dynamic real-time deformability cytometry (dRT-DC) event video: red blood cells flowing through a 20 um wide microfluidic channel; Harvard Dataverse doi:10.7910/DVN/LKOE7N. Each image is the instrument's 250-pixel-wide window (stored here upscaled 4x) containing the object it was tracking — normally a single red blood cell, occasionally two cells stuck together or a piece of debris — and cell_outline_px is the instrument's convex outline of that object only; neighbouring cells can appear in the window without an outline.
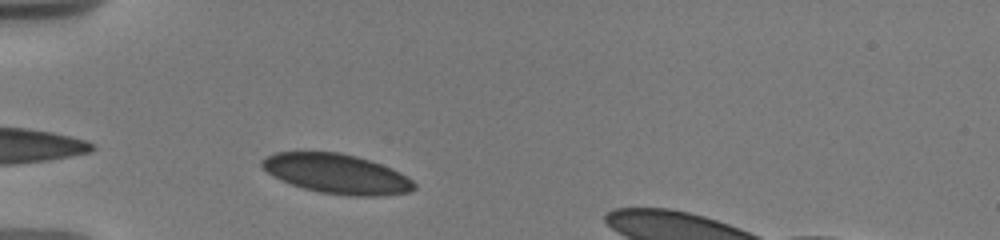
{"species": "human", "species_latin": "Homo sapiens", "temperature_condition": "warm", "stored_images_in_passage": 20, "camera_frame_rate_fps": 3000, "um_per_image_px": 0.085, "donor": {"sex": "male"}, "frame": {"image": 1, "passage_image": 4, "time_ms": 0.667, "image_size_px": [1000, 240], "cell_outline_px": [[416, 188], [412, 192], [380, 196], [344, 196], [320, 192], [304, 188], [280, 180], [272, 176], [260, 164], [260, 160], [276, 152], [340, 152], [356, 156], [392, 168], [400, 172], [412, 180], [416, 184]], "centroid_in_image_um": [28.65, 14.78], "position_along_channel_um": 56.4, "area_um2": 35.26}}
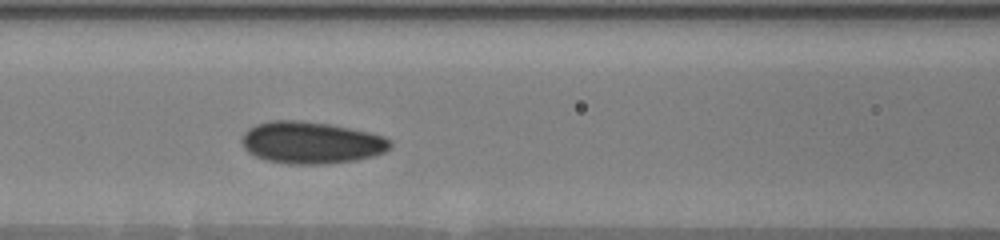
{"frame": {"image": 2, "passage_image": 11, "time_ms": 3.333, "image_size_px": [1000, 240], "cell_outline_px": [[392, 144], [384, 152], [372, 156], [356, 160], [320, 164], [288, 164], [264, 160], [248, 152], [244, 148], [240, 140], [244, 132], [248, 128], [256, 124], [268, 120], [300, 120], [328, 124], [368, 132], [384, 136], [392, 140]], "centroid_in_image_um": [26.4, 12.12], "position_along_channel_um": 140.2, "area_um2": 36.41}}
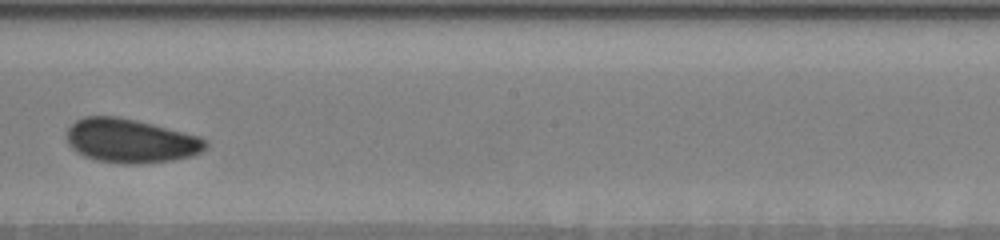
{"frame": {"image": 3, "passage_image": 18, "time_ms": 6.0, "image_size_px": [1000, 240], "cell_outline_px": [[208, 148], [192, 156], [172, 160], [140, 164], [120, 164], [96, 160], [84, 156], [76, 152], [68, 144], [68, 128], [76, 120], [84, 116], [120, 116], [200, 136], [208, 140]], "centroid_in_image_um": [11.12, 11.97], "position_along_channel_um": 237.1, "area_um2": 35.84}}